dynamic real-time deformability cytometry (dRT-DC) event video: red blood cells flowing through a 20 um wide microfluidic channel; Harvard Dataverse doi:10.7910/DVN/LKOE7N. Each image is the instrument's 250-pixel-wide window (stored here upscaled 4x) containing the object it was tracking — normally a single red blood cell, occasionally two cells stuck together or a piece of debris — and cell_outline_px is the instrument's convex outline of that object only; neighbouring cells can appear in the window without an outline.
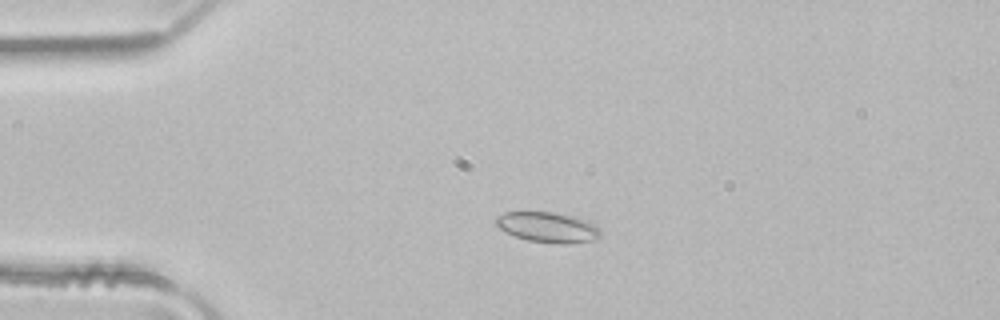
{"species": "common noctule bat (a hibernating species)", "species_latin": "Nyctalus noctula", "temperature_condition": "room temperature", "stored_images_in_passage": 4, "camera_frame_rate_fps": 3000, "um_per_image_px": 0.085, "animal": {"sex": "male", "body_mass_g": 21.5, "forearm_length_mm": 52.0}, "frame": {"image": 1, "passage_image": 3, "time_ms": 0.667, "image_size_px": [1000, 320], "cell_outline_px": [[600, 236], [592, 240], [568, 244], [560, 244], [528, 240], [504, 232], [496, 224], [496, 216], [504, 212], [556, 212], [588, 220], [600, 228]], "centroid_in_image_um": [46.57, 19.31], "position_along_channel_um": 38.4, "area_um2": 18.5}}